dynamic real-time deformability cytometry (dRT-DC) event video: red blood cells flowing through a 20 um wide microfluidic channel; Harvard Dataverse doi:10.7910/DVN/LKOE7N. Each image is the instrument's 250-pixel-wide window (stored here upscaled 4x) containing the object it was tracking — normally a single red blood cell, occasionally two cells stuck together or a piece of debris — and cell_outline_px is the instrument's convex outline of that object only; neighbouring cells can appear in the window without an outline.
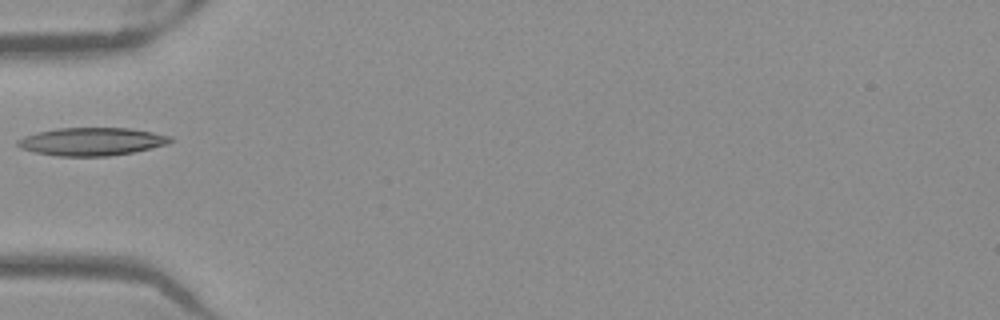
{"species": "Egyptian fruit bat (a non-hibernating species)", "species_latin": "Rousettus aegyptiacus", "temperature_condition": "warm", "stored_images_in_passage": 35, "camera_frame_rate_fps": 3000, "um_per_image_px": 0.085, "frame": {"image": 1, "passage_image": 1, "time_ms": 0.0, "image_size_px": [1000, 320], "cell_outline_px": [[172, 140], [168, 144], [152, 148], [132, 152], [108, 156], [56, 156], [36, 152], [20, 148], [16, 144], [16, 140], [24, 136], [36, 132], [56, 128], [128, 128], [152, 132], [172, 136]], "centroid_in_image_um": [7.77, 12.03], "position_along_channel_um": 77.2, "area_um2": 24.91}}
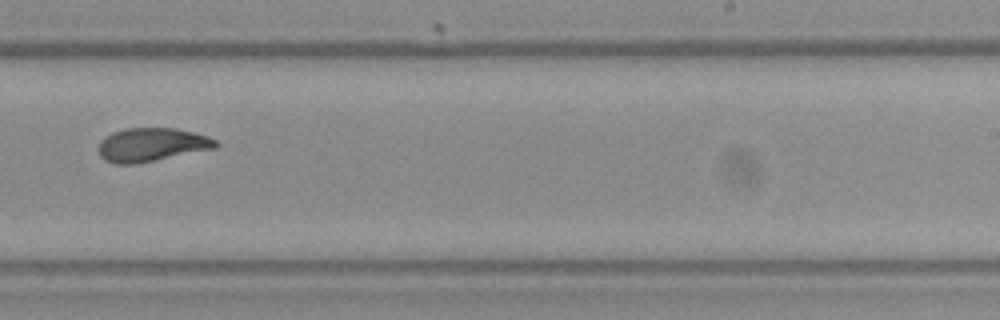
{"frame": {"image": 2, "passage_image": 16, "time_ms": 5.0, "image_size_px": [1000, 320], "cell_outline_px": [[220, 144], [216, 148], [136, 164], [116, 164], [104, 160], [100, 156], [100, 140], [104, 136], [112, 132], [124, 128], [176, 128], [208, 136], [216, 140]], "centroid_in_image_um": [12.89, 12.3], "position_along_channel_um": 276.1, "area_um2": 23.0}}
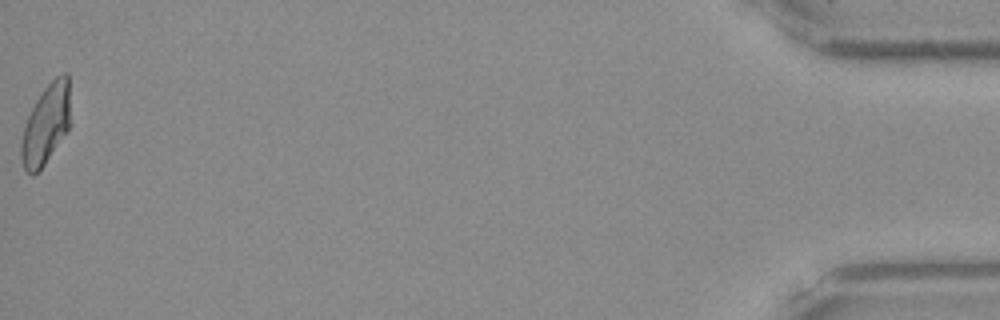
{"frame": {"image": 3, "passage_image": 35, "time_ms": 11.333, "image_size_px": [1000, 320], "cell_outline_px": [[68, 132], [44, 164], [32, 176], [24, 168], [20, 156], [20, 144], [24, 128], [28, 116], [36, 100], [44, 88], [56, 76], [64, 72], [68, 72]], "centroid_in_image_um": [3.88, 10.59], "position_along_channel_um": 431.3, "area_um2": 22.43}}